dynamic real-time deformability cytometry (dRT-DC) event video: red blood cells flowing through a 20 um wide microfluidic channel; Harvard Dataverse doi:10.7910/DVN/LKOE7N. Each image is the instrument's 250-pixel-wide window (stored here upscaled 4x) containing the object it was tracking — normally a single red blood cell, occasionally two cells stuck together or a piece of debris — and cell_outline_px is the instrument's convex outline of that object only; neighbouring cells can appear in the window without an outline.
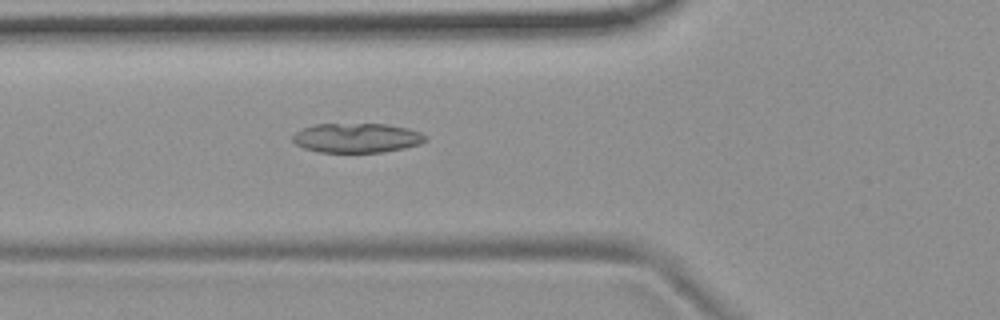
{"species": "common noctule bat (a hibernating species)", "species_latin": "Nyctalus noctula", "temperature_condition": "room temperature", "stored_images_in_passage": 5, "camera_frame_rate_fps": 3000, "um_per_image_px": 0.085, "animal": {"sex": "female", "body_mass_g": 19.9}, "frame": {"image": 1, "passage_image": 5, "time_ms": 4.667, "image_size_px": [1000, 320], "cell_outline_px": [[428, 140], [420, 144], [404, 148], [384, 152], [320, 152], [304, 148], [296, 144], [292, 140], [292, 136], [296, 132], [304, 128], [316, 124], [388, 124], [408, 128], [420, 132], [428, 136]], "centroid_in_image_um": [30.37, 11.72], "position_along_channel_um": 95.4, "area_um2": 22.89}}